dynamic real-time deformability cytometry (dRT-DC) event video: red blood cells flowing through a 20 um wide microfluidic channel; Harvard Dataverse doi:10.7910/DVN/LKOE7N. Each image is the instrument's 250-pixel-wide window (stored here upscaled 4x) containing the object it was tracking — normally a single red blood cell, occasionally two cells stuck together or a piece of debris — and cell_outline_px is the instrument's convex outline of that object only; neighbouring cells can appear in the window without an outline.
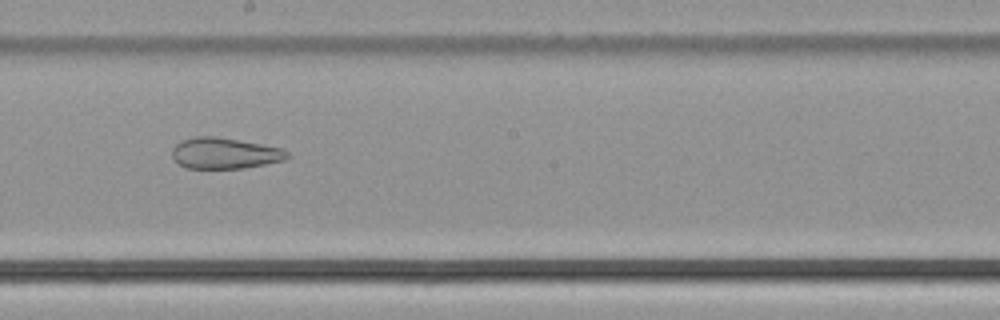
{"species": "common noctule bat (a hibernating species)", "species_latin": "Nyctalus noctula", "temperature_condition": "cold", "stored_images_in_passage": 39, "camera_frame_rate_fps": 3000, "um_per_image_px": 0.085, "animal": {"sex": "male", "body_mass_g": 21.5, "forearm_length_mm": 52.0}, "frame": {"image": 1, "passage_image": 17, "time_ms": 5.333, "image_size_px": [1000, 320], "cell_outline_px": [[292, 156], [284, 160], [244, 168], [188, 168], [180, 164], [172, 156], [172, 148], [176, 144], [192, 136], [216, 136], [284, 148]], "centroid_in_image_um": [19.13, 13.01], "position_along_channel_um": 229.1, "area_um2": 20.81}}
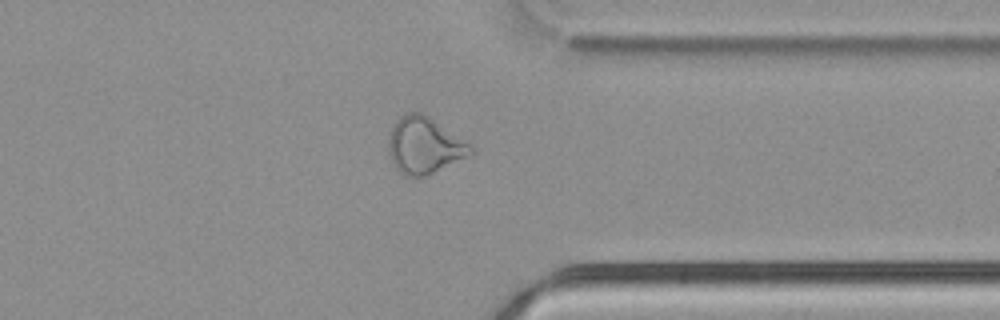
{"frame": {"image": 2, "passage_image": 28, "time_ms": 9.0, "image_size_px": [1000, 320], "cell_outline_px": [[476, 152], [472, 156], [424, 176], [404, 176], [396, 168], [388, 152], [388, 140], [392, 128], [396, 120], [400, 116], [408, 112], [420, 112], [428, 116], [468, 144]], "centroid_in_image_um": [36.06, 12.38], "position_along_channel_um": 375.3, "area_um2": 26.76}}